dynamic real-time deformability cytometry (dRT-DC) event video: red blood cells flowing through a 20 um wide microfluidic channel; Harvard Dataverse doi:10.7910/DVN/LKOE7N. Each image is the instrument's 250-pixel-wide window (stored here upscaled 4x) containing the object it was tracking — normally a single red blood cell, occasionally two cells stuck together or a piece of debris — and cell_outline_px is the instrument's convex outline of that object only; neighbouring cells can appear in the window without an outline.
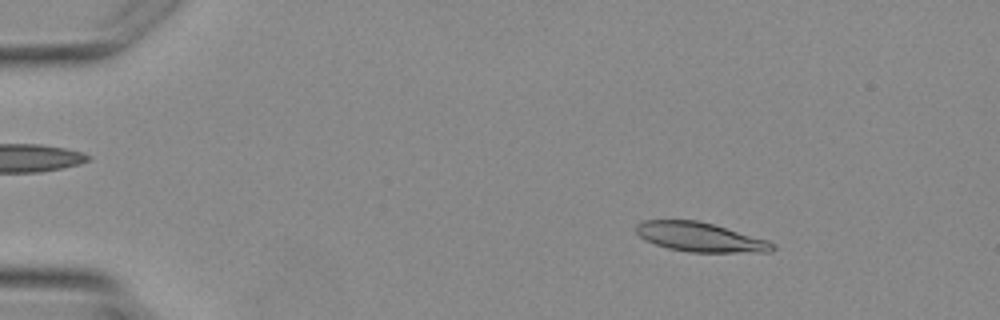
{"species": "Egyptian fruit bat (a non-hibernating species)", "species_latin": "Rousettus aegyptiacus", "temperature_condition": "warm", "stored_images_in_passage": 4, "camera_frame_rate_fps": 3000, "um_per_image_px": 0.085, "animal": {"sex": "female"}, "frame": {"image": 1, "passage_image": 2, "time_ms": 1.333, "image_size_px": [1000, 320], "cell_outline_px": [[776, 248], [772, 252], [688, 252], [668, 248], [644, 240], [636, 232], [636, 224], [644, 220], [696, 220], [712, 224], [768, 240], [776, 244]], "centroid_in_image_um": [59.52, 20.16], "position_along_channel_um": 25.5, "area_um2": 23.24}}